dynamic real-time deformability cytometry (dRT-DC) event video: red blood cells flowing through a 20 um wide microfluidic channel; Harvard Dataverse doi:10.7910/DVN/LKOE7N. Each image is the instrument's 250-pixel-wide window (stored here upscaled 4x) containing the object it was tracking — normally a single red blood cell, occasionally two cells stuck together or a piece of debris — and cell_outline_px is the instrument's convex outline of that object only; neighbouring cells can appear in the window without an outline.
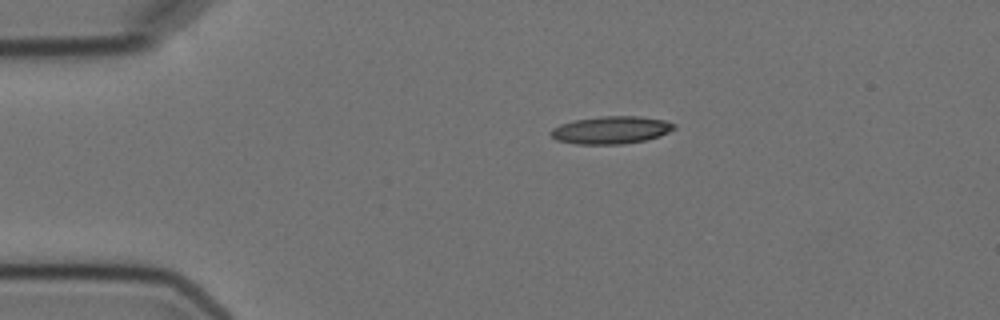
{"species": "Egyptian fruit bat (a non-hibernating species)", "species_latin": "Rousettus aegyptiacus", "temperature_condition": "cold", "stored_images_in_passage": 3, "camera_frame_rate_fps": 3000, "um_per_image_px": 0.085, "animal": {"sex": "female"}, "frame": {"image": 1, "passage_image": 1, "time_ms": 0.0, "image_size_px": [1000, 320], "cell_outline_px": [[676, 128], [660, 136], [644, 140], [624, 144], [576, 144], [556, 140], [548, 132], [552, 128], [560, 124], [576, 120], [604, 116], [640, 116], [664, 120], [676, 124]], "centroid_in_image_um": [51.94, 11.05], "position_along_channel_um": 33.1, "area_um2": 19.83}}
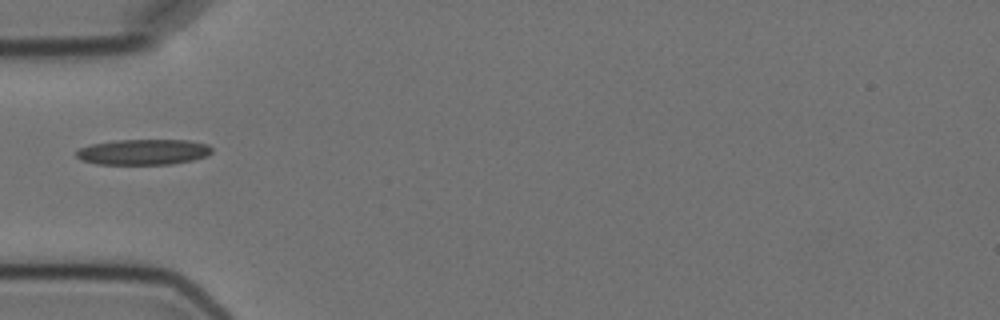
{"frame": {"image": 2, "passage_image": 3, "time_ms": 2.333, "image_size_px": [1000, 320], "cell_outline_px": [[212, 152], [204, 156], [192, 160], [172, 164], [96, 164], [80, 160], [76, 156], [76, 152], [80, 148], [92, 144], [116, 140], [188, 140], [208, 144], [212, 148]], "centroid_in_image_um": [12.17, 12.92], "position_along_channel_um": 72.8, "area_um2": 20.17}}